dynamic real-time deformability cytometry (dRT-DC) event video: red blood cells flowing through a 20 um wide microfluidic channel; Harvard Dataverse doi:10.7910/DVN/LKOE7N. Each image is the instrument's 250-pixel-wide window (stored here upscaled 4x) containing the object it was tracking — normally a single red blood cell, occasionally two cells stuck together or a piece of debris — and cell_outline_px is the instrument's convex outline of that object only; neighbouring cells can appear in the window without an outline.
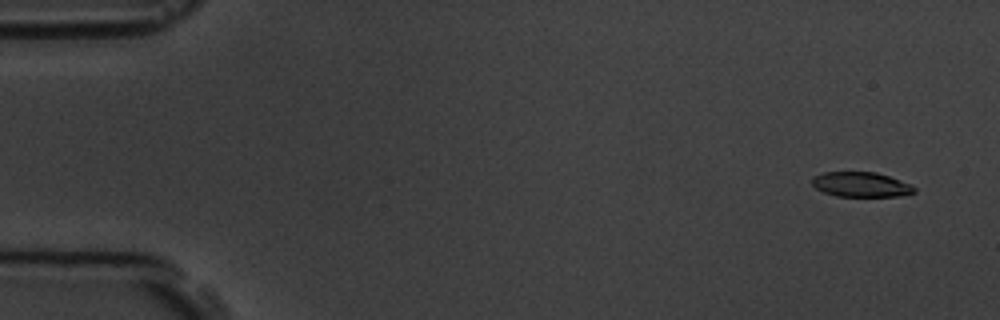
{"species": "common noctule bat (a hibernating species)", "species_latin": "Nyctalus noctula", "temperature_condition": "room temperature", "stored_images_in_passage": 4, "camera_frame_rate_fps": 3000, "um_per_image_px": 0.085, "animal": {"sex": "male", "body_mass_g": 19.5, "forearm_length_mm": 54.6}, "frame": {"image": 1, "passage_image": 1, "time_ms": 0.0, "image_size_px": [1000, 320], "cell_outline_px": [[916, 192], [900, 196], [836, 196], [824, 192], [816, 188], [812, 184], [812, 176], [824, 172], [876, 172], [912, 184], [916, 188]], "centroid_in_image_um": [73.2, 15.68], "position_along_channel_um": 11.8, "area_um2": 14.85}}
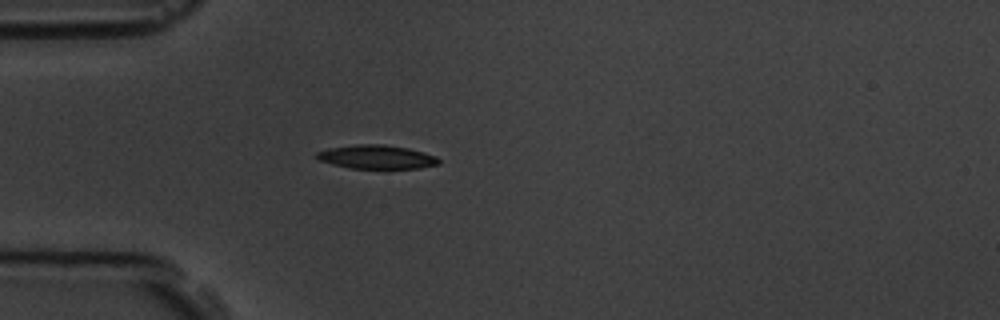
{"frame": {"image": 2, "passage_image": 4, "time_ms": 4.333, "image_size_px": [1000, 320], "cell_outline_px": [[440, 164], [420, 168], [352, 168], [332, 164], [320, 160], [312, 156], [316, 152], [328, 148], [356, 144], [384, 144], [408, 148], [424, 152], [436, 156], [440, 160]], "centroid_in_image_um": [32.0, 13.33], "position_along_channel_um": 53.0, "area_um2": 16.99}}